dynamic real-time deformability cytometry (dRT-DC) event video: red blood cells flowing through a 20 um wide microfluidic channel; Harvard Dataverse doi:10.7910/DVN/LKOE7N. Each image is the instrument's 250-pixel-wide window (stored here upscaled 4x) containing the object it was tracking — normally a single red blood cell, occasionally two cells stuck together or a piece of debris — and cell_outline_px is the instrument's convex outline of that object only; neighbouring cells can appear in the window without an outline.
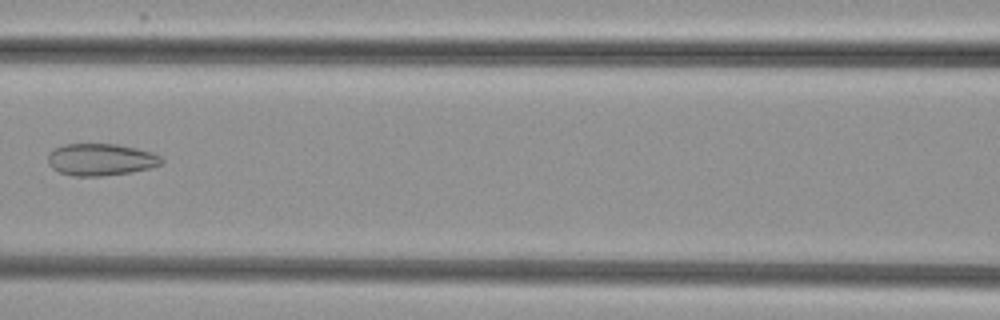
{"species": "common noctule bat (a hibernating species)", "species_latin": "Nyctalus noctula", "temperature_condition": "cold", "stored_images_in_passage": 7, "camera_frame_rate_fps": 3000, "um_per_image_px": 0.085, "animal": {"sex": "female", "body_mass_g": 29.2, "forearm_length_mm": 56.3}, "frame": {"image": 1, "passage_image": 6, "time_ms": 6.0, "image_size_px": [1000, 320], "cell_outline_px": [[164, 160], [160, 164], [148, 168], [132, 172], [104, 176], [72, 176], [60, 172], [52, 168], [48, 164], [48, 156], [56, 148], [64, 144], [116, 144], [136, 148], [152, 152], [160, 156]], "centroid_in_image_um": [8.57, 13.57], "position_along_channel_um": 158.0, "area_um2": 21.1}}
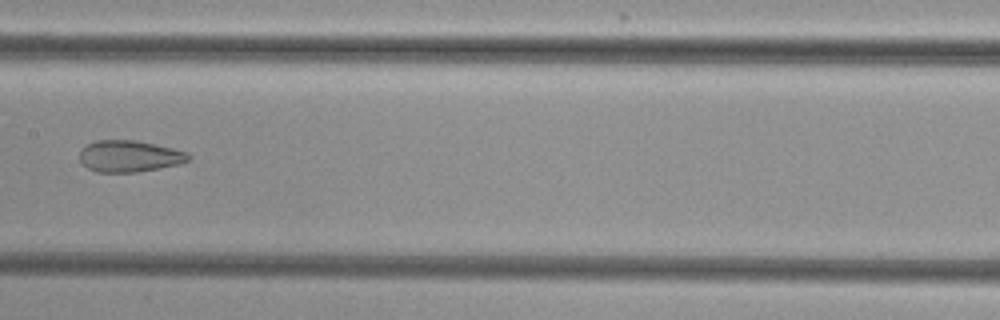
{"frame": {"image": 2, "passage_image": 7, "time_ms": 7.0, "image_size_px": [1000, 320], "cell_outline_px": [[192, 156], [188, 160], [180, 164], [136, 172], [96, 172], [88, 168], [80, 160], [80, 148], [96, 140], [136, 140], [172, 148], [188, 152]], "centroid_in_image_um": [11.0, 13.27], "position_along_channel_um": 196.4, "area_um2": 20.0}}